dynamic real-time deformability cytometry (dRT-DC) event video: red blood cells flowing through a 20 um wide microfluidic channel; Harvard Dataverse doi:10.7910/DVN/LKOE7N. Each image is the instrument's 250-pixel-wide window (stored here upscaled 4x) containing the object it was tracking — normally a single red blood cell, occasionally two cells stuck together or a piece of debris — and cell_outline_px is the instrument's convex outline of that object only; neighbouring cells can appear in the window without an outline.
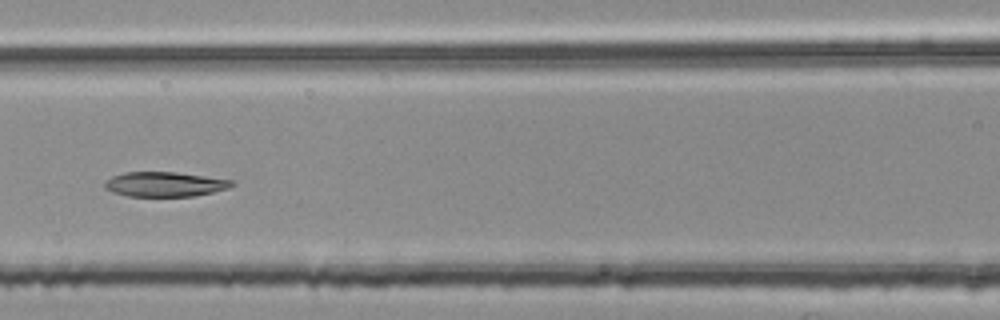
{"species": "common noctule bat (a hibernating species)", "species_latin": "Nyctalus noctula", "temperature_condition": "room temperature", "stored_images_in_passage": 8, "segment_of_instrument_passage": [2, 2], "camera_frame_rate_fps": 3000, "um_per_image_px": 0.085, "animal": {"sex": "female", "body_mass_g": 25.1}, "frame": {"image": 1, "passage_image": 7, "time_ms": 2.0, "image_size_px": [1000, 320], "cell_outline_px": [[236, 184], [228, 188], [212, 192], [192, 196], [128, 196], [112, 192], [104, 188], [104, 184], [112, 176], [124, 172], [176, 172], [236, 180]], "centroid_in_image_um": [14.04, 15.65], "position_along_channel_um": 152.6, "area_um2": 18.38}}
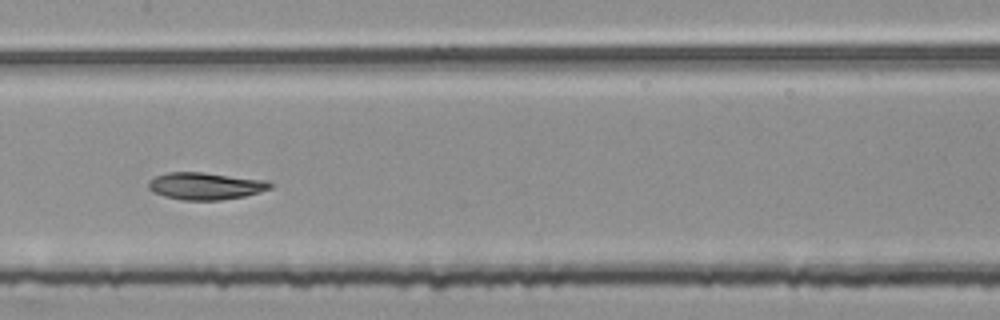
{"frame": {"image": 2, "passage_image": 8, "time_ms": 2.333, "image_size_px": [1000, 320], "cell_outline_px": [[272, 188], [260, 192], [244, 196], [220, 200], [184, 200], [164, 196], [148, 188], [148, 180], [156, 176], [168, 172], [204, 172], [268, 180], [272, 184]], "centroid_in_image_um": [17.49, 15.8], "position_along_channel_um": 189.9, "area_um2": 19.31}}